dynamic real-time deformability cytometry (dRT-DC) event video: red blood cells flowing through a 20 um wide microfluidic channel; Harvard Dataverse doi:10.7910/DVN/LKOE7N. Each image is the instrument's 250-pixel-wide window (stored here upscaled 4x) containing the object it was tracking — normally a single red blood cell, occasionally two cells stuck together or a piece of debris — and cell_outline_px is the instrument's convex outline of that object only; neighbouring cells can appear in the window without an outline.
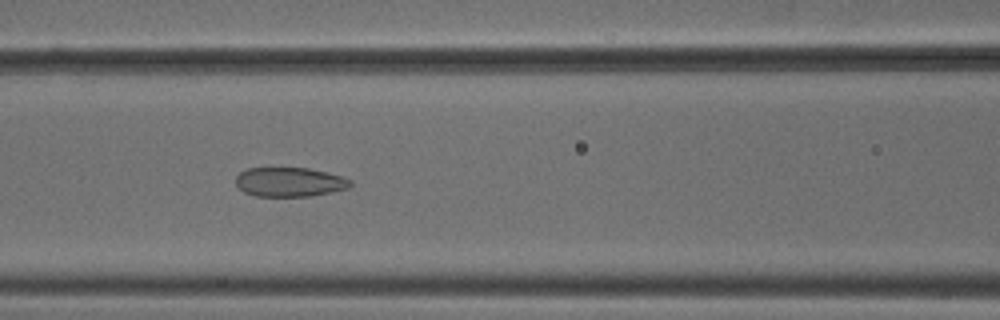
{"species": "common noctule bat (a hibernating species)", "species_latin": "Nyctalus noctula", "temperature_condition": "cold", "stored_images_in_passage": 45, "camera_frame_rate_fps": 3000, "um_per_image_px": 0.085, "animal": {"sex": "male", "body_mass_g": 18.8}, "frame": {"image": 1, "passage_image": 20, "time_ms": 6.333, "image_size_px": [1000, 320], "cell_outline_px": [[352, 184], [348, 188], [332, 192], [308, 196], [256, 196], [244, 192], [236, 184], [236, 176], [240, 172], [248, 168], [308, 168], [344, 176], [352, 180]], "centroid_in_image_um": [24.64, 15.47], "position_along_channel_um": 142.0, "area_um2": 19.59}}
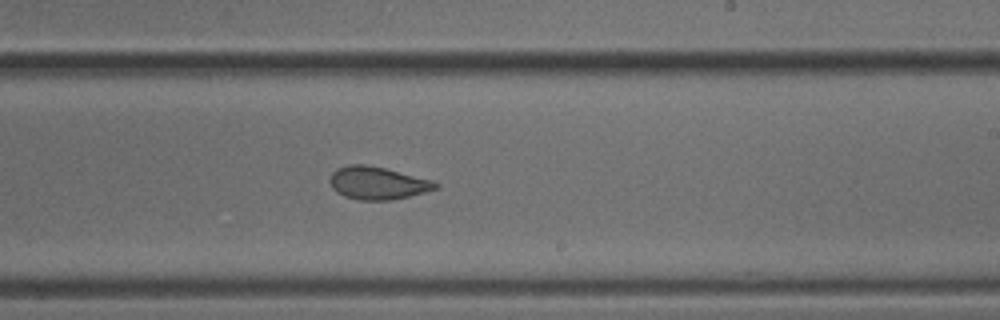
{"frame": {"image": 2, "passage_image": 29, "time_ms": 9.333, "image_size_px": [1000, 320], "cell_outline_px": [[440, 188], [392, 200], [360, 200], [344, 196], [336, 192], [332, 188], [328, 180], [332, 172], [336, 168], [348, 164], [364, 164], [384, 168], [432, 180], [440, 184]], "centroid_in_image_um": [32.06, 15.56], "position_along_channel_um": 256.9, "area_um2": 20.23}}
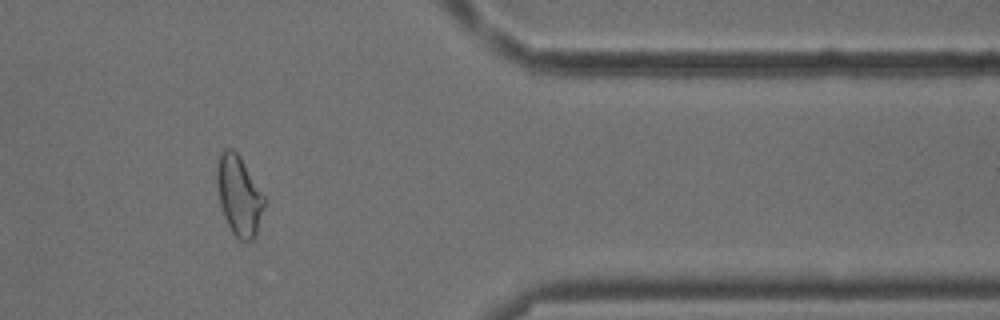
{"frame": {"image": 3, "passage_image": 41, "time_ms": 13.333, "image_size_px": [1000, 320], "cell_outline_px": [[264, 204], [256, 232], [252, 240], [240, 240], [232, 232], [224, 216], [220, 204], [216, 180], [216, 168], [220, 152], [224, 148], [232, 148], [240, 156], [264, 196]], "centroid_in_image_um": [20.28, 16.57], "position_along_channel_um": 391.1, "area_um2": 21.62}, "authors_computed_cell_mechanics": {"area_um2": 21.5016, "velocity_mm_per_s": 3.8369, "shape_relaxation_time_tau1_ms": null, "shape_relaxation_time_tau2_ms": 1.9096, "deformation_change_tau1": null, "deformation_change_tau2": 0.0787}}